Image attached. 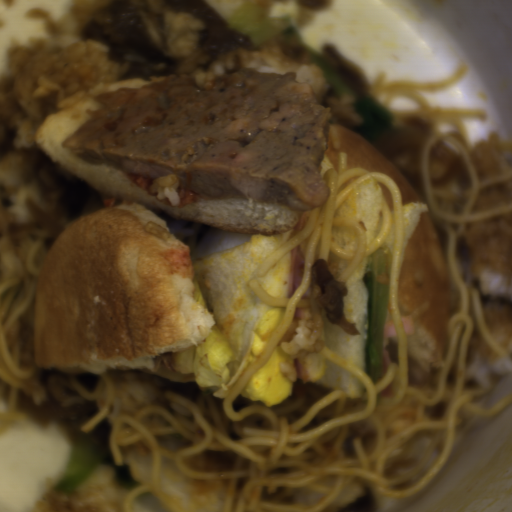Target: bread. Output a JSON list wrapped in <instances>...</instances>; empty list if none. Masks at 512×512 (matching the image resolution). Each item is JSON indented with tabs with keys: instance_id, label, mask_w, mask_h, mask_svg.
Instances as JSON below:
<instances>
[{
	"instance_id": "8d2b1439",
	"label": "bread",
	"mask_w": 512,
	"mask_h": 512,
	"mask_svg": "<svg viewBox=\"0 0 512 512\" xmlns=\"http://www.w3.org/2000/svg\"><path fill=\"white\" fill-rule=\"evenodd\" d=\"M89 94L46 116L35 139L55 161L124 202L70 221L45 255L35 290L36 364L60 372L155 369V357L202 344L213 315L193 298L191 252L155 212L235 232L276 235L300 215L243 197L179 207L122 169L81 161L61 144L97 109Z\"/></svg>"
},
{
	"instance_id": "cb027b5d",
	"label": "bread",
	"mask_w": 512,
	"mask_h": 512,
	"mask_svg": "<svg viewBox=\"0 0 512 512\" xmlns=\"http://www.w3.org/2000/svg\"><path fill=\"white\" fill-rule=\"evenodd\" d=\"M289 229L276 235L214 227L202 250L190 253L192 298L213 318L201 344L154 357V375L189 386L211 398L227 396L244 366L259 322L272 309L249 285L257 278L267 293L286 297L290 252L262 276L256 266L279 250Z\"/></svg>"
},
{
	"instance_id": "b6be36c0",
	"label": "bread",
	"mask_w": 512,
	"mask_h": 512,
	"mask_svg": "<svg viewBox=\"0 0 512 512\" xmlns=\"http://www.w3.org/2000/svg\"><path fill=\"white\" fill-rule=\"evenodd\" d=\"M430 306L407 333L408 356L426 372L442 358L450 312V281L438 231L429 211H422L403 252L398 275L400 314L412 313L425 302Z\"/></svg>"
},
{
	"instance_id": "2504dc21",
	"label": "bread",
	"mask_w": 512,
	"mask_h": 512,
	"mask_svg": "<svg viewBox=\"0 0 512 512\" xmlns=\"http://www.w3.org/2000/svg\"><path fill=\"white\" fill-rule=\"evenodd\" d=\"M327 124L329 136L324 153L331 160L338 175L340 154L346 152L348 160L345 169L362 168L369 172H380L395 179L401 192L402 205L422 202L411 182L390 157L360 133L335 122H327Z\"/></svg>"
},
{
	"instance_id": "c6332bfd",
	"label": "bread",
	"mask_w": 512,
	"mask_h": 512,
	"mask_svg": "<svg viewBox=\"0 0 512 512\" xmlns=\"http://www.w3.org/2000/svg\"><path fill=\"white\" fill-rule=\"evenodd\" d=\"M367 259L361 263L343 282L346 291L341 298L345 316L353 320L358 333H346L326 325L321 332V347L328 349L353 365L363 369L364 338L368 337V292L363 274Z\"/></svg>"
},
{
	"instance_id": "23157a8e",
	"label": "bread",
	"mask_w": 512,
	"mask_h": 512,
	"mask_svg": "<svg viewBox=\"0 0 512 512\" xmlns=\"http://www.w3.org/2000/svg\"><path fill=\"white\" fill-rule=\"evenodd\" d=\"M384 206L381 182L368 177L350 190L337 205L336 217H348L360 228L366 242L372 241Z\"/></svg>"
},
{
	"instance_id": "bc739cc2",
	"label": "bread",
	"mask_w": 512,
	"mask_h": 512,
	"mask_svg": "<svg viewBox=\"0 0 512 512\" xmlns=\"http://www.w3.org/2000/svg\"><path fill=\"white\" fill-rule=\"evenodd\" d=\"M294 379L335 389L353 396L363 394L366 385L353 374L318 353L297 357L293 354Z\"/></svg>"
},
{
	"instance_id": "060463e7",
	"label": "bread",
	"mask_w": 512,
	"mask_h": 512,
	"mask_svg": "<svg viewBox=\"0 0 512 512\" xmlns=\"http://www.w3.org/2000/svg\"><path fill=\"white\" fill-rule=\"evenodd\" d=\"M403 210V233H402V250L405 251L415 230L416 224L422 212H428L424 203L412 202L402 204Z\"/></svg>"
},
{
	"instance_id": "4d368bfe",
	"label": "bread",
	"mask_w": 512,
	"mask_h": 512,
	"mask_svg": "<svg viewBox=\"0 0 512 512\" xmlns=\"http://www.w3.org/2000/svg\"><path fill=\"white\" fill-rule=\"evenodd\" d=\"M152 81L143 79V78H130L125 79L123 81L117 82V83H101L98 88L93 92V94L90 97L95 96L101 91H112L119 88H140L143 86L148 85Z\"/></svg>"
}]
</instances>
